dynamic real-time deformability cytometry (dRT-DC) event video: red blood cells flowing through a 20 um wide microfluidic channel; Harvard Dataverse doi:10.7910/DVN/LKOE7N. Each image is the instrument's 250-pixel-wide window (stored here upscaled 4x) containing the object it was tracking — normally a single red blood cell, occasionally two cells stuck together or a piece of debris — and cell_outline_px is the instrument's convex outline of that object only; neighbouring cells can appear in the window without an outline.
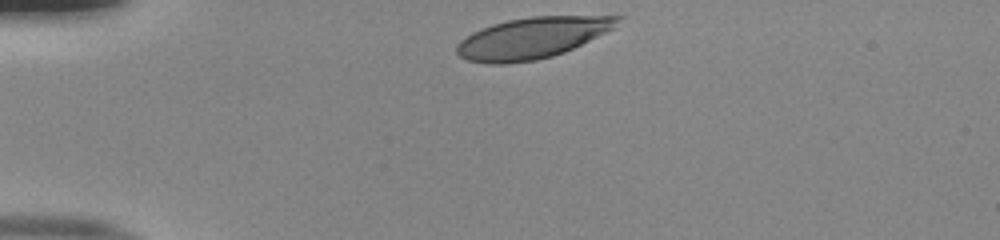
{"species": "human", "species_latin": "Homo sapiens", "temperature_condition": "room temperature", "stored_images_in_passage": 32, "camera_frame_rate_fps": 3000, "um_per_image_px": 0.085, "donor": {"sex": "male"}, "frame": {"image": 1, "passage_image": 1, "time_ms": 0.0, "image_size_px": [1000, 240], "cell_outline_px": [[624, 16], [612, 28], [564, 52], [552, 56], [536, 60], [504, 64], [488, 64], [468, 60], [460, 56], [456, 52], [456, 44], [460, 40], [472, 32], [480, 28], [492, 24], [508, 20], [532, 16]], "centroid_in_image_um": [45.15, 3.23], "position_along_channel_um": 39.8, "area_um2": 38.15}}
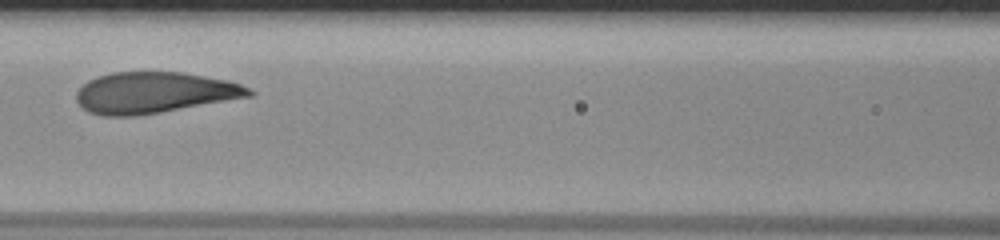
{"frame": {"image": 2, "passage_image": 13, "time_ms": 4.0, "image_size_px": [1000, 240], "cell_outline_px": [[256, 92], [252, 96], [160, 112], [132, 116], [104, 116], [88, 112], [76, 100], [76, 92], [88, 80], [112, 72], [180, 72], [228, 80], [240, 84]], "centroid_in_image_um": [13.11, 7.87], "position_along_channel_um": 153.5, "area_um2": 41.1}}
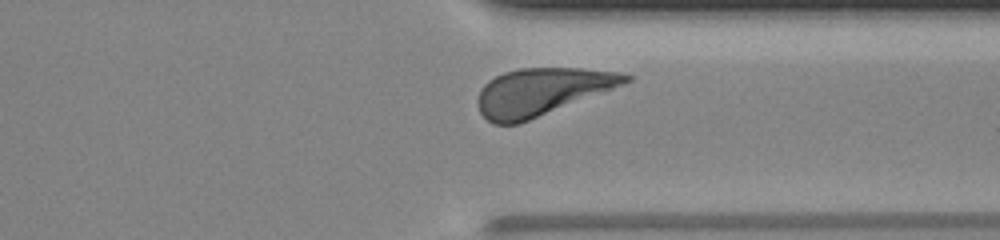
{"frame": {"image": 3, "passage_image": 29, "time_ms": 9.333, "image_size_px": [1000, 240], "cell_outline_px": [[632, 80], [612, 88], [520, 124], [492, 124], [480, 112], [476, 100], [480, 88], [488, 80], [504, 72], [520, 68], [580, 68], [620, 72], [632, 76]], "centroid_in_image_um": [45.98, 7.79], "position_along_channel_um": 365.4, "area_um2": 40.4}, "authors_computed_cell_mechanics": {"area_um2": 41.5582, "velocity_mm_per_s": 3.9712, "shape_relaxation_time_tau1_ms": 2.025, "shape_relaxation_time_tau2_ms": null, "deformation_change_tau1": 0.1499, "deformation_change_tau2": null}}